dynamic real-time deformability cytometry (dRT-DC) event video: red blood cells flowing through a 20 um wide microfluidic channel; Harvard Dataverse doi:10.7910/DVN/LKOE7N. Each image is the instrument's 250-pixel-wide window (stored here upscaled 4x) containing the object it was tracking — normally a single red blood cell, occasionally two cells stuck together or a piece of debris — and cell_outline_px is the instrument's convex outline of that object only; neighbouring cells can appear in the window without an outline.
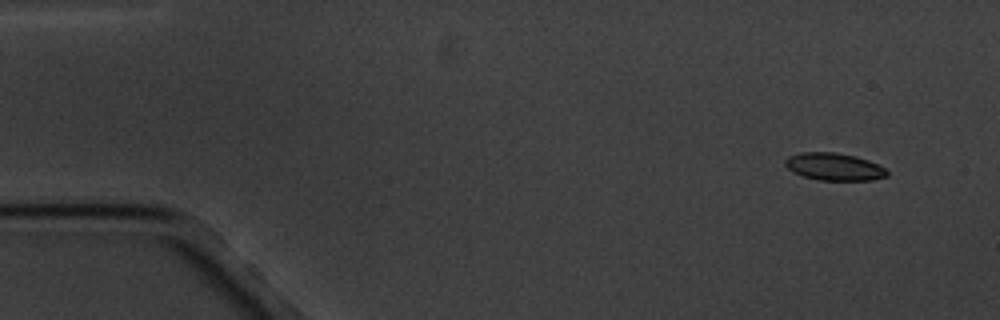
{"species": "common noctule bat (a hibernating species)", "species_latin": "Nyctalus noctula", "temperature_condition": "cold", "stored_images_in_passage": 5, "segment_of_instrument_passage": [2, 2], "camera_frame_rate_fps": 3000, "um_per_image_px": 0.085, "animal": {"sex": "male", "body_mass_g": 20.1, "forearm_length_mm": 53.5}, "frame": {"image": 1, "passage_image": 5, "time_ms": 6.0, "image_size_px": [1000, 320], "cell_outline_px": [[888, 176], [872, 180], [820, 180], [804, 176], [792, 172], [784, 164], [784, 160], [788, 156], [800, 152], [836, 152], [856, 156], [868, 160], [884, 168], [888, 172]], "centroid_in_image_um": [70.88, 14.16], "position_along_channel_um": 14.1, "area_um2": 16.3}}